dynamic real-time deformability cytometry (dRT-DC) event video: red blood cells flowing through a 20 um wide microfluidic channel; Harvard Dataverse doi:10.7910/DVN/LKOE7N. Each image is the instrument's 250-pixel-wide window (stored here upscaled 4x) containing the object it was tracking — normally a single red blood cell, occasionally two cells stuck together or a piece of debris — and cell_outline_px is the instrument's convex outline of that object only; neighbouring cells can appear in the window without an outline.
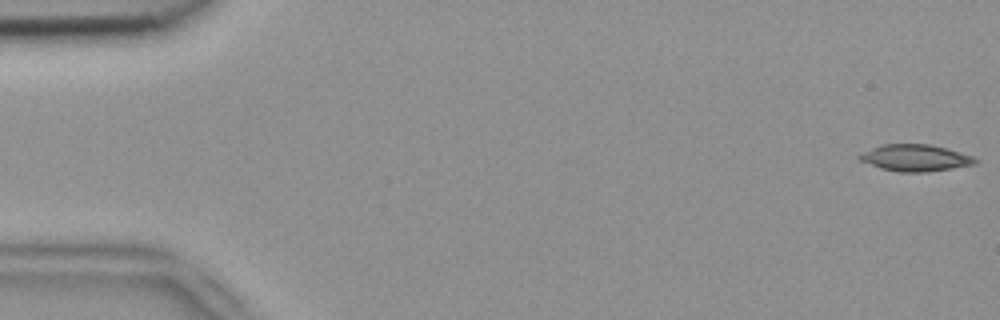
{"species": "common noctule bat (a hibernating species)", "species_latin": "Nyctalus noctula", "temperature_condition": "room temperature", "stored_images_in_passage": 6, "segment_of_instrument_passage": [1, 2], "camera_frame_rate_fps": 3000, "um_per_image_px": 0.085, "animal": {"sex": "female", "body_mass_g": 18.4}, "frame": {"image": 1, "passage_image": 1, "time_ms": 0.0, "image_size_px": [1000, 320], "cell_outline_px": [[980, 160], [976, 164], [928, 172], [896, 172], [880, 168], [860, 160], [856, 156], [860, 152], [880, 144], [932, 144], [948, 148], [972, 156]], "centroid_in_image_um": [77.78, 13.41], "position_along_channel_um": 7.2, "area_um2": 18.32}}
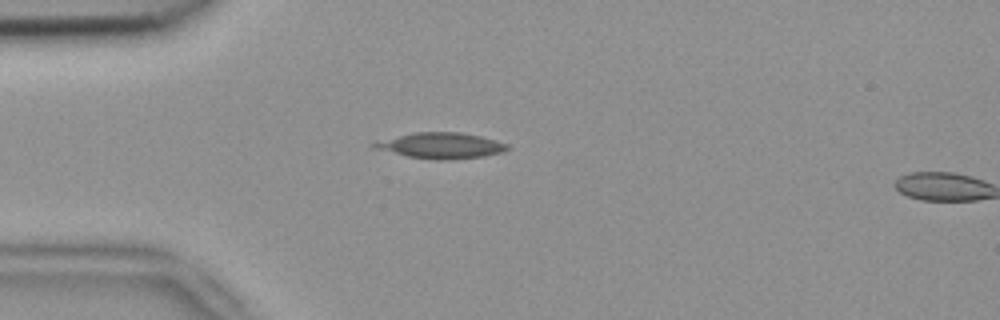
{"frame": {"image": 2, "passage_image": 5, "time_ms": 1.333, "image_size_px": [1000, 320], "cell_outline_px": [[508, 148], [504, 152], [484, 156], [440, 160], [436, 160], [408, 156], [376, 148], [372, 144], [376, 140], [412, 132], [460, 132], [480, 136], [496, 140], [508, 144]], "centroid_in_image_um": [37.48, 12.36], "position_along_channel_um": 47.5, "area_um2": 19.88}}